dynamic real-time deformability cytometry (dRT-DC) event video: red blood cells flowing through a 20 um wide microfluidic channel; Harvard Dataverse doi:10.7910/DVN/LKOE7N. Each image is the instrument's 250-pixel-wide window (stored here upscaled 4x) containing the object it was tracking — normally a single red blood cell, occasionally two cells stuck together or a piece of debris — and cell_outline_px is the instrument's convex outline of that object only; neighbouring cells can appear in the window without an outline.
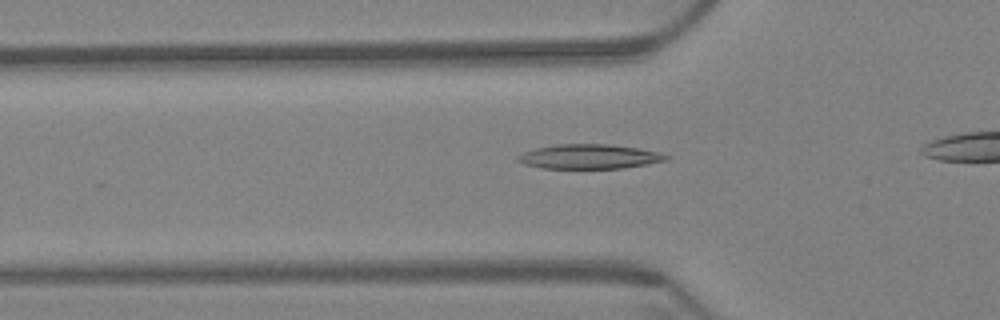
{"species": "Egyptian fruit bat (a non-hibernating species)", "species_latin": "Rousettus aegyptiacus", "temperature_condition": "warm", "stored_images_in_passage": 37, "camera_frame_rate_fps": 3000, "um_per_image_px": 0.085, "animal": {"sex": "female"}, "frame": {"image": 1, "passage_image": 8, "time_ms": 2.333, "image_size_px": [1000, 320], "cell_outline_px": [[668, 160], [624, 168], [540, 168], [524, 164], [516, 160], [516, 156], [524, 152], [536, 148], [556, 144], [608, 144], [640, 148], [656, 152], [668, 156]], "centroid_in_image_um": [50.05, 13.31], "position_along_channel_um": 75.8, "area_um2": 21.1}}
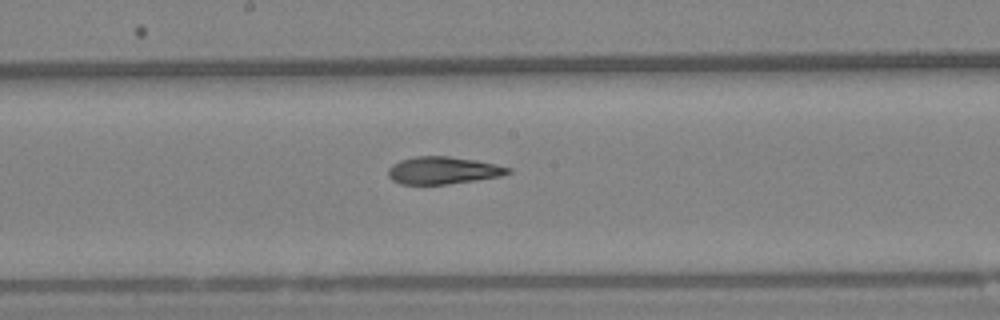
{"frame": {"image": 2, "passage_image": 20, "time_ms": 6.333, "image_size_px": [1000, 320], "cell_outline_px": [[512, 172], [500, 176], [444, 184], [400, 184], [392, 180], [388, 176], [388, 168], [392, 164], [400, 160], [416, 156], [448, 156], [476, 160], [496, 164], [512, 168]], "centroid_in_image_um": [37.63, 14.47], "position_along_channel_um": 210.6, "area_um2": 19.02}}
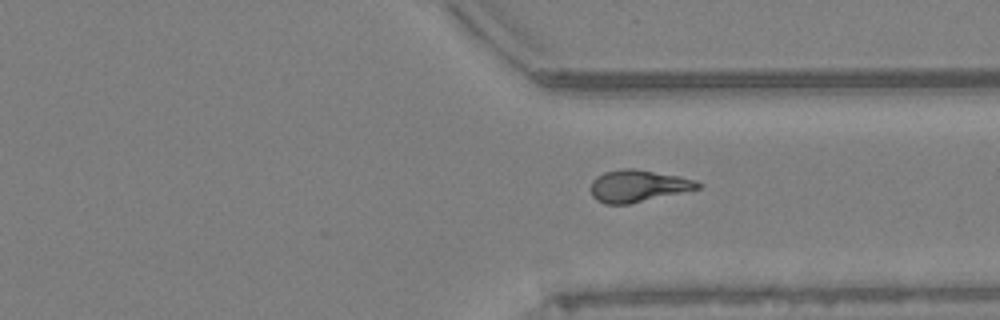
{"frame": {"image": 3, "passage_image": 33, "time_ms": 10.667, "image_size_px": [1000, 320], "cell_outline_px": [[704, 184], [700, 188], [628, 204], [604, 204], [596, 200], [592, 196], [592, 180], [596, 176], [604, 172], [624, 168], [636, 168], [680, 176], [696, 180]], "centroid_in_image_um": [54.24, 15.79], "position_along_channel_um": 357.2, "area_um2": 20.0}}